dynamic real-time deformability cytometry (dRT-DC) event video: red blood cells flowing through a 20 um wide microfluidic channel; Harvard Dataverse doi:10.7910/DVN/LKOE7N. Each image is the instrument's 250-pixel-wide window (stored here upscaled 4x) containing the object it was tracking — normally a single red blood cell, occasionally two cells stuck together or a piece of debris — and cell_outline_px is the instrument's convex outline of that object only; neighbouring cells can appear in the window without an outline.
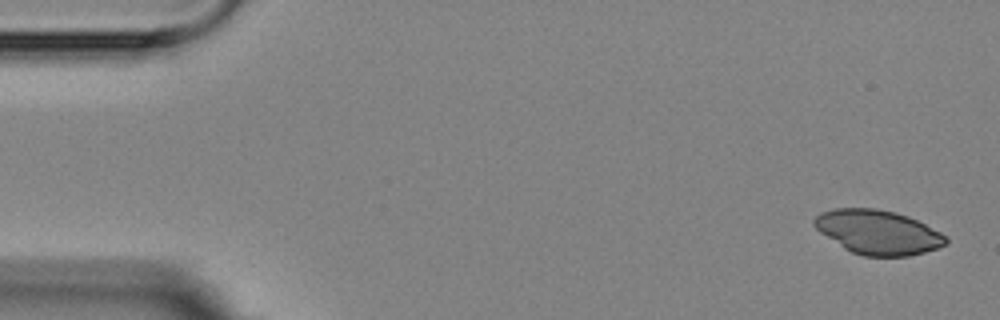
{"species": "Egyptian fruit bat (a non-hibernating species)", "species_latin": "Rousettus aegyptiacus", "temperature_condition": "room temperature", "stored_images_in_passage": 6, "camera_frame_rate_fps": 3000, "um_per_image_px": 0.085, "animal": {"sex": "female"}, "frame": {"image": 1, "passage_image": 1, "time_ms": 0.0, "image_size_px": [1000, 320], "cell_outline_px": [[948, 244], [924, 252], [908, 256], [864, 256], [852, 252], [844, 248], [820, 232], [812, 224], [812, 220], [820, 212], [832, 208], [876, 208], [896, 212], [908, 216], [948, 236]], "centroid_in_image_um": [74.61, 19.72], "position_along_channel_um": 10.4, "area_um2": 33.99}}